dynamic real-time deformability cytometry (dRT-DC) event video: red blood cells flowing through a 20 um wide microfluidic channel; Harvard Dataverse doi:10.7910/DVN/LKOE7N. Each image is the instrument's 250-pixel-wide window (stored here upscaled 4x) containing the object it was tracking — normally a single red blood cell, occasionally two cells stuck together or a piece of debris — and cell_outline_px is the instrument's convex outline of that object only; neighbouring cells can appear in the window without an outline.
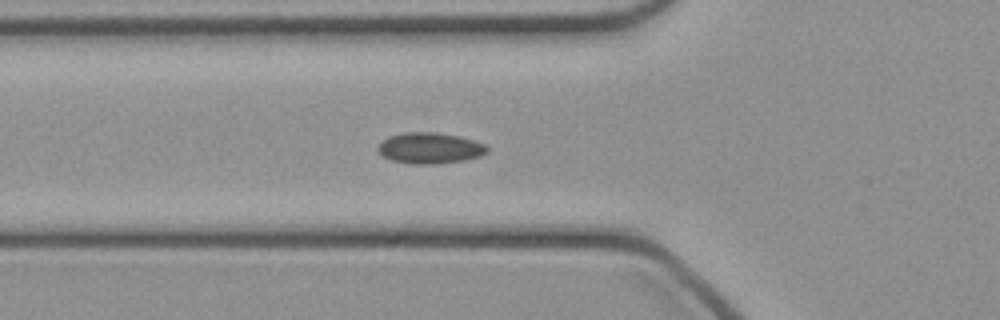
{"species": "common noctule bat (a hibernating species)", "species_latin": "Nyctalus noctula", "temperature_condition": "cold", "stored_images_in_passage": 34, "camera_frame_rate_fps": 3000, "um_per_image_px": 0.085, "animal": {"sex": "female", "body_mass_g": 21.9}, "frame": {"image": 1, "passage_image": 2, "time_ms": 0.333, "image_size_px": [1000, 320], "cell_outline_px": [[488, 152], [480, 156], [464, 160], [436, 164], [412, 164], [392, 160], [384, 156], [376, 148], [388, 136], [404, 132], [436, 132], [456, 136], [472, 140], [484, 144], [488, 148]], "centroid_in_image_um": [36.53, 12.59], "position_along_channel_um": 89.3, "area_um2": 19.54}}
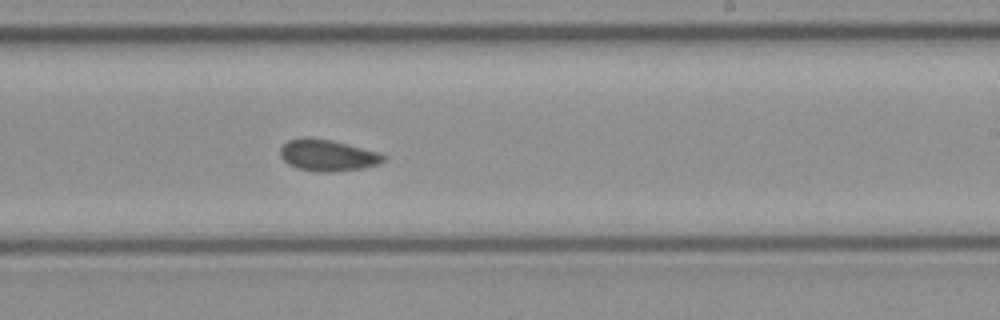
{"frame": {"image": 2, "passage_image": 14, "time_ms": 4.333, "image_size_px": [1000, 320], "cell_outline_px": [[384, 160], [380, 164], [360, 168], [336, 172], [316, 172], [296, 168], [288, 164], [280, 156], [280, 148], [288, 140], [304, 136], [308, 136], [332, 140], [380, 152], [384, 156]], "centroid_in_image_um": [27.82, 13.19], "position_along_channel_um": 261.2, "area_um2": 19.19}}
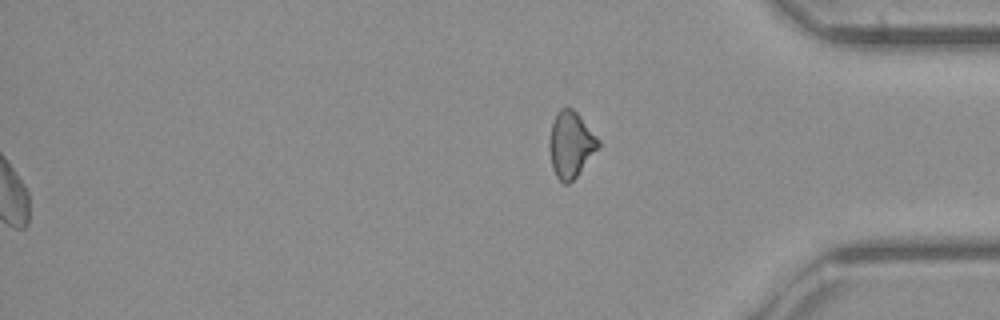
{"frame": {"image": 3, "passage_image": 34, "time_ms": 11.0, "image_size_px": [1000, 320], "cell_outline_px": [[600, 148], [576, 176], [568, 184], [564, 184], [556, 176], [552, 168], [548, 148], [548, 140], [552, 124], [556, 112], [560, 108], [572, 108], [580, 116], [600, 140]], "centroid_in_image_um": [48.51, 12.28], "position_along_channel_um": 386.7, "area_um2": 19.02}}